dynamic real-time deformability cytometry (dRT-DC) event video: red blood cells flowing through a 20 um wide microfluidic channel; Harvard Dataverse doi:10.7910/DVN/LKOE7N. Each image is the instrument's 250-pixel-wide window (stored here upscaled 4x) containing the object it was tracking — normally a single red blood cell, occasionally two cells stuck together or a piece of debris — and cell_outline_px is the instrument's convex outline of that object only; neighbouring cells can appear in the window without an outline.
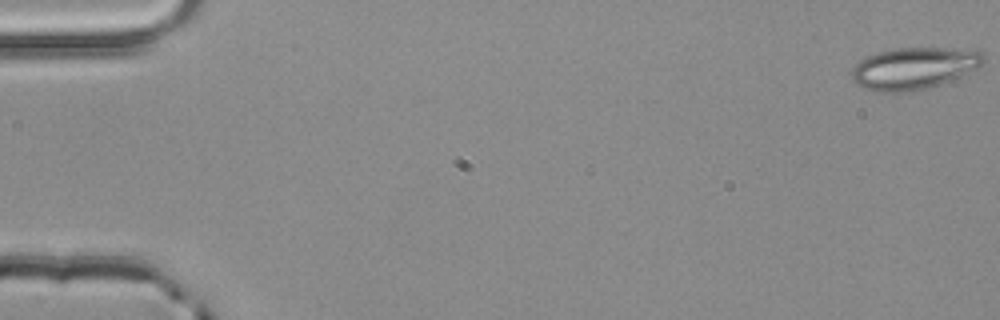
{"species": "common noctule bat (a hibernating species)", "species_latin": "Nyctalus noctula", "temperature_condition": "room temperature", "stored_images_in_passage": 3, "camera_frame_rate_fps": 3000, "um_per_image_px": 0.085, "animal": {"sex": "male", "body_mass_g": 20.4}, "frame": {"image": 1, "passage_image": 1, "time_ms": 0.0, "image_size_px": [1000, 320], "cell_outline_px": [[984, 64], [980, 68], [952, 80], [928, 88], [912, 92], [876, 92], [864, 88], [856, 84], [852, 80], [852, 68], [860, 60], [868, 56], [880, 52], [896, 48], [960, 48], [984, 52]], "centroid_in_image_um": [77.73, 5.81], "position_along_channel_um": 7.3, "area_um2": 32.54}}